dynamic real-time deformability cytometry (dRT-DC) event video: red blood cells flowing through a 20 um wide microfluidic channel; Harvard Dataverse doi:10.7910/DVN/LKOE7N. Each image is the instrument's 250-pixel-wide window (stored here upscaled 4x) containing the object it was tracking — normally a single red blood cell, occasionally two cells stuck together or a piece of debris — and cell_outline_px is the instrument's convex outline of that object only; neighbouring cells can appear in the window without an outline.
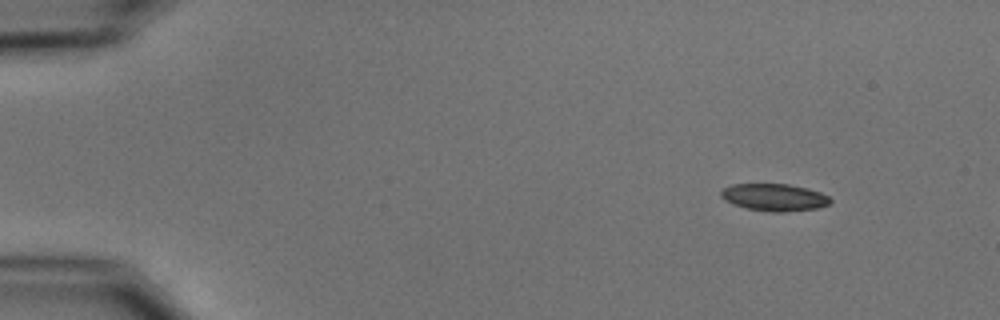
{"species": "common noctule bat (a hibernating species)", "species_latin": "Nyctalus noctula", "temperature_condition": "cold", "stored_images_in_passage": 3, "camera_frame_rate_fps": 3000, "um_per_image_px": 0.085, "animal": {"sex": "male", "body_mass_g": 15.6}, "frame": {"image": 1, "passage_image": 1, "time_ms": 0.0, "image_size_px": [1000, 320], "cell_outline_px": [[832, 200], [828, 204], [816, 208], [784, 212], [772, 212], [748, 208], [724, 200], [720, 196], [720, 192], [724, 188], [732, 184], [788, 184], [808, 188], [820, 192], [828, 196]], "centroid_in_image_um": [65.82, 16.76], "position_along_channel_um": 19.2, "area_um2": 17.17}}